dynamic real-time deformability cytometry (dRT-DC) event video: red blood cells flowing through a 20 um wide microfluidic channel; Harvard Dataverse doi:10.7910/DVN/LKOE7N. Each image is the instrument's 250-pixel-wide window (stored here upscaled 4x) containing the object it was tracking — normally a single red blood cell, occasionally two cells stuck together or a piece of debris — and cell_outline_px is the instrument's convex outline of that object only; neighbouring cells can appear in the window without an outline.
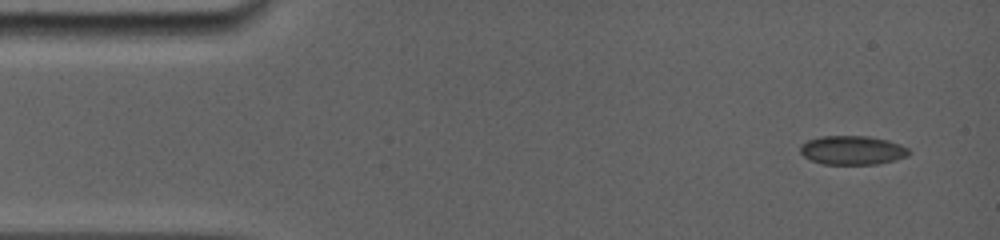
{"species": "common noctule bat (a hibernating species)", "species_latin": "Nyctalus noctula", "temperature_condition": "room temperature", "stored_images_in_passage": 45, "camera_frame_rate_fps": 5000, "um_per_image_px": 0.085, "animal": {"sex": "female", "body_mass_g": 19.0, "forearm_length_mm": 56.7}, "frame": {"image": 1, "passage_image": 1, "time_ms": 0.0, "image_size_px": [1000, 240], "cell_outline_px": [[912, 152], [908, 156], [896, 160], [876, 164], [824, 164], [812, 160], [804, 156], [800, 152], [800, 144], [808, 140], [820, 136], [868, 136], [888, 140], [900, 144], [908, 148]], "centroid_in_image_um": [72.48, 12.76], "position_along_channel_um": 12.5, "area_um2": 18.44}}
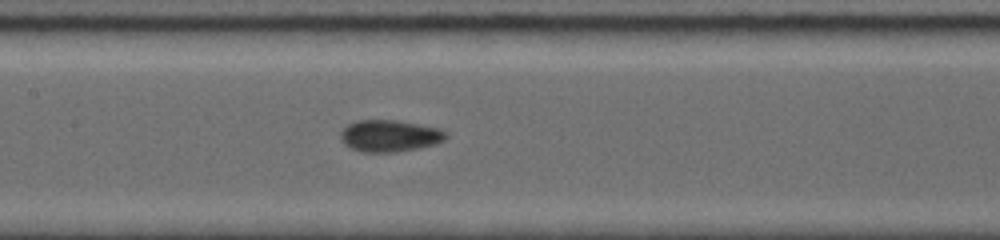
{"frame": {"image": 2, "passage_image": 20, "time_ms": 6.8, "image_size_px": [1000, 240], "cell_outline_px": [[448, 136], [444, 140], [436, 144], [420, 148], [396, 152], [360, 152], [344, 144], [340, 140], [340, 132], [348, 124], [356, 120], [396, 120], [440, 128], [448, 132]], "centroid_in_image_um": [33.13, 11.55], "position_along_channel_um": 174.3, "area_um2": 19.77}}
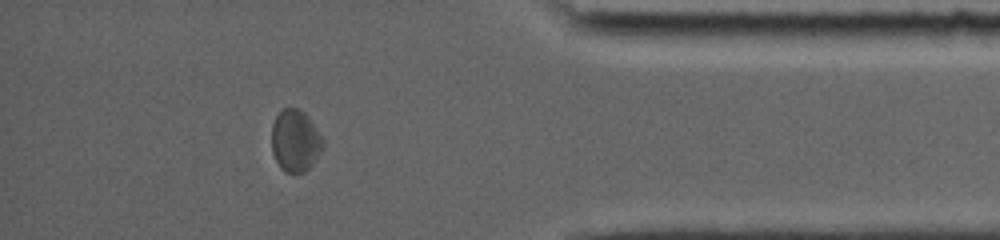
{"frame": {"image": 3, "passage_image": 39, "time_ms": 13.4, "image_size_px": [1000, 240], "cell_outline_px": [[324, 148], [312, 164], [304, 172], [284, 172], [280, 168], [272, 152], [272, 124], [276, 116], [284, 108], [296, 108], [304, 112], [324, 136]], "centroid_in_image_um": [25.12, 11.96], "position_along_channel_um": 410.1, "area_um2": 18.67}, "authors_computed_cell_mechanics": {"area_um2": 18.7272, "velocity_mm_per_s": 3.8288, "shape_relaxation_time_tau1_ms": null, "shape_relaxation_time_tau2_ms": 2.367, "deformation_change_tau1": null, "deformation_change_tau2": 0.0553}}